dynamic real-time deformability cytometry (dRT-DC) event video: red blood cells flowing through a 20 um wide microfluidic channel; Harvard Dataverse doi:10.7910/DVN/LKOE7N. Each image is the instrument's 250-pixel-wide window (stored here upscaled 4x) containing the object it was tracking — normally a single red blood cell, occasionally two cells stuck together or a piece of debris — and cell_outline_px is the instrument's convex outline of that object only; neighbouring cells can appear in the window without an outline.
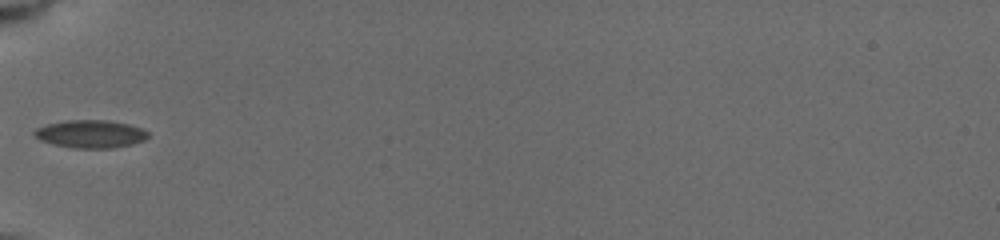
{"species": "common noctule bat (a hibernating species)", "species_latin": "Nyctalus noctula", "temperature_condition": "cold", "stored_images_in_passage": 5, "camera_frame_rate_fps": 3000, "um_per_image_px": 0.085, "animal": {"sex": "female", "body_mass_g": 19.5, "forearm_length_mm": 54.1}, "frame": {"image": 1, "passage_image": 1, "time_ms": 0.0, "image_size_px": [1000, 240], "cell_outline_px": [[148, 136], [144, 140], [132, 144], [112, 148], [72, 148], [52, 144], [40, 140], [32, 132], [36, 128], [48, 124], [68, 120], [108, 120], [128, 124], [140, 128], [148, 132]], "centroid_in_image_um": [7.68, 11.39], "position_along_channel_um": 77.3, "area_um2": 18.38}}
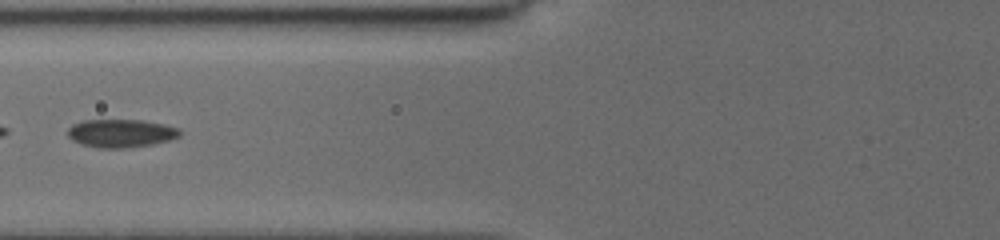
{"frame": {"image": 2, "passage_image": 3, "time_ms": 1.0, "image_size_px": [1000, 240], "cell_outline_px": [[180, 136], [168, 140], [152, 144], [124, 148], [100, 148], [84, 144], [72, 140], [68, 136], [68, 128], [72, 124], [80, 120], [144, 120], [164, 124], [180, 128]], "centroid_in_image_um": [10.27, 11.31], "position_along_channel_um": 115.5, "area_um2": 18.38}}
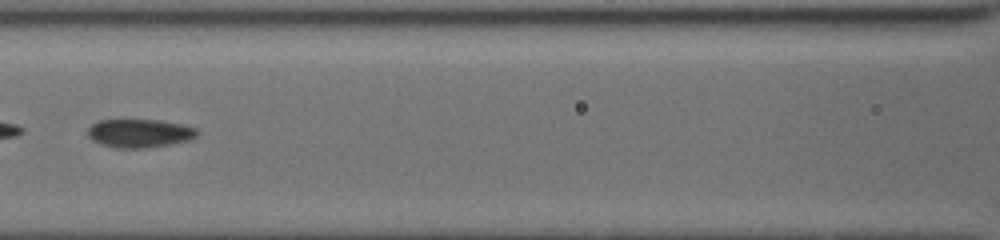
{"frame": {"image": 3, "passage_image": 4, "time_ms": 2.0, "image_size_px": [1000, 240], "cell_outline_px": [[200, 132], [196, 136], [188, 140], [168, 144], [144, 148], [120, 148], [100, 144], [92, 140], [88, 136], [88, 128], [92, 124], [100, 120], [120, 116], [124, 116], [160, 120], [180, 124], [196, 128]], "centroid_in_image_um": [11.8, 11.26], "position_along_channel_um": 154.8, "area_um2": 18.9}}